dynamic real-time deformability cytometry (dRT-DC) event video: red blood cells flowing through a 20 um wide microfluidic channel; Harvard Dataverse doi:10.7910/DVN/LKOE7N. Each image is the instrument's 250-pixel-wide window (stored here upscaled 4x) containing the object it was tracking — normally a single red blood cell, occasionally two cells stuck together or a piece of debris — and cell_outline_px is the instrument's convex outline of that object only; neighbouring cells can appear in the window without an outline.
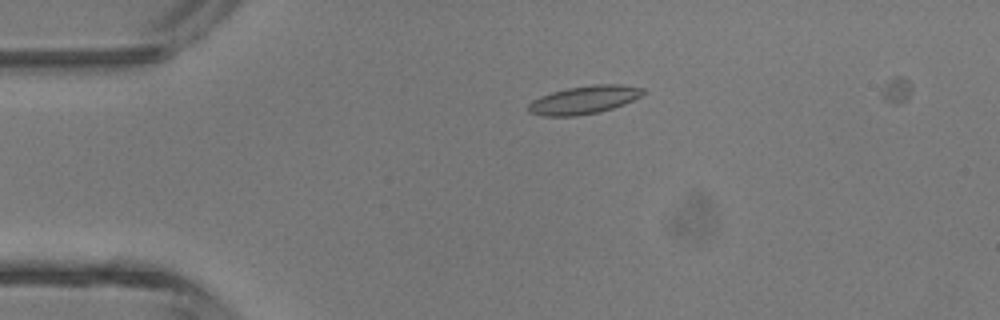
{"species": "common noctule bat (a hibernating species)", "species_latin": "Nyctalus noctula", "temperature_condition": "room temperature", "stored_images_in_passage": 4, "camera_frame_rate_fps": 3000, "um_per_image_px": 0.085, "animal": {"sex": "male", "body_mass_g": 13.3}, "frame": {"image": 1, "passage_image": 2, "time_ms": 1.333, "image_size_px": [1000, 320], "cell_outline_px": [[648, 92], [624, 104], [600, 112], [576, 116], [544, 116], [528, 112], [528, 104], [532, 100], [540, 96], [552, 92], [568, 88], [592, 84], [620, 84], [644, 88]], "centroid_in_image_um": [49.66, 8.48], "position_along_channel_um": 35.3, "area_um2": 18.9}}